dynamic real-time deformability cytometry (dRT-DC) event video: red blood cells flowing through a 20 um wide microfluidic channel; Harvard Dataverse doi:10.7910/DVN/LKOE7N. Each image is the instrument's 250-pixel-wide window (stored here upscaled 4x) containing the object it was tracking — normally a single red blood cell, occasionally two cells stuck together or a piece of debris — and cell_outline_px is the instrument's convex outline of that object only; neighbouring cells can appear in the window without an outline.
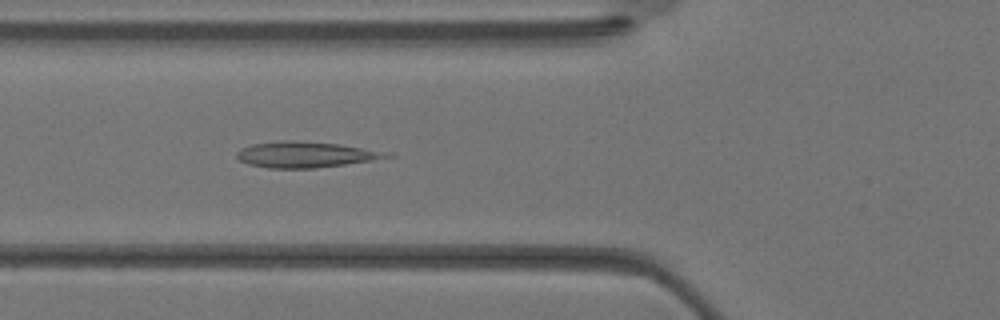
{"species": "Egyptian fruit bat (a non-hibernating species)", "species_latin": "Rousettus aegyptiacus", "temperature_condition": "warm", "stored_images_in_passage": 26, "camera_frame_rate_fps": 3000, "um_per_image_px": 0.085, "animal": {"sex": "female"}, "frame": {"image": 1, "passage_image": 4, "time_ms": 1.0, "image_size_px": [1000, 320], "cell_outline_px": [[396, 156], [372, 160], [316, 168], [268, 168], [248, 164], [240, 160], [236, 156], [236, 152], [240, 148], [252, 144], [284, 140], [340, 144], [392, 152]], "centroid_in_image_um": [26.0, 13.14], "position_along_channel_um": 99.8, "area_um2": 22.6}}
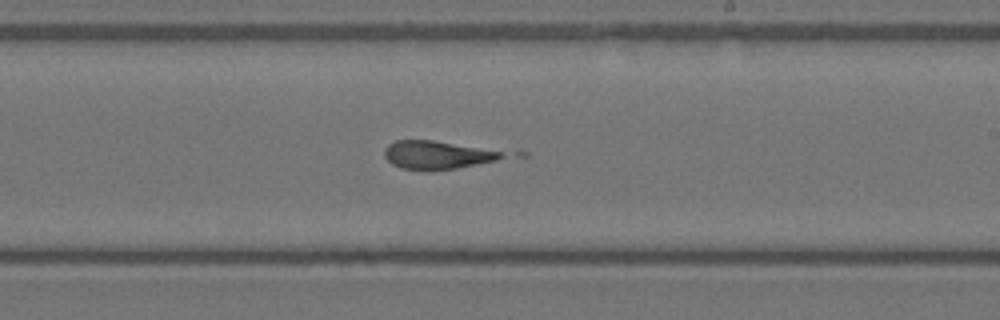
{"frame": {"image": 2, "passage_image": 12, "time_ms": 3.667, "image_size_px": [1000, 320], "cell_outline_px": [[504, 156], [496, 160], [456, 168], [432, 172], [400, 168], [392, 164], [384, 156], [384, 148], [388, 144], [396, 140], [432, 140], [500, 152]], "centroid_in_image_um": [37.02, 13.2], "position_along_channel_um": 252.0, "area_um2": 19.13}}
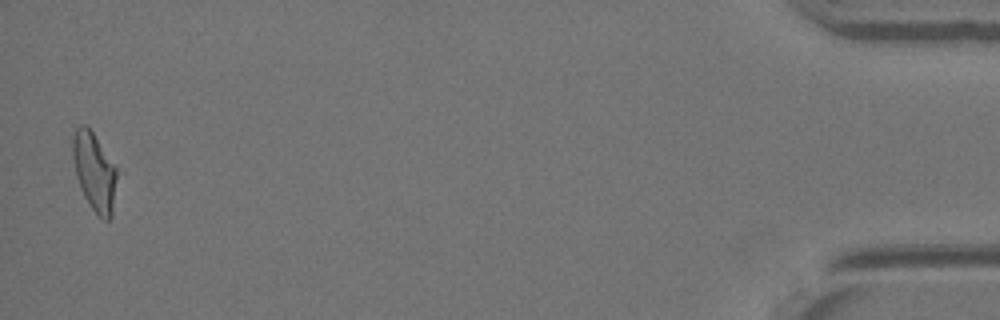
{"frame": {"image": 3, "passage_image": 26, "time_ms": 8.333, "image_size_px": [1000, 320], "cell_outline_px": [[124, 172], [112, 216], [108, 220], [104, 220], [92, 208], [84, 196], [80, 188], [76, 176], [72, 156], [72, 136], [76, 128], [80, 124], [84, 124], [92, 132]], "centroid_in_image_um": [8.15, 14.62], "position_along_channel_um": 427.0, "area_um2": 21.73}}